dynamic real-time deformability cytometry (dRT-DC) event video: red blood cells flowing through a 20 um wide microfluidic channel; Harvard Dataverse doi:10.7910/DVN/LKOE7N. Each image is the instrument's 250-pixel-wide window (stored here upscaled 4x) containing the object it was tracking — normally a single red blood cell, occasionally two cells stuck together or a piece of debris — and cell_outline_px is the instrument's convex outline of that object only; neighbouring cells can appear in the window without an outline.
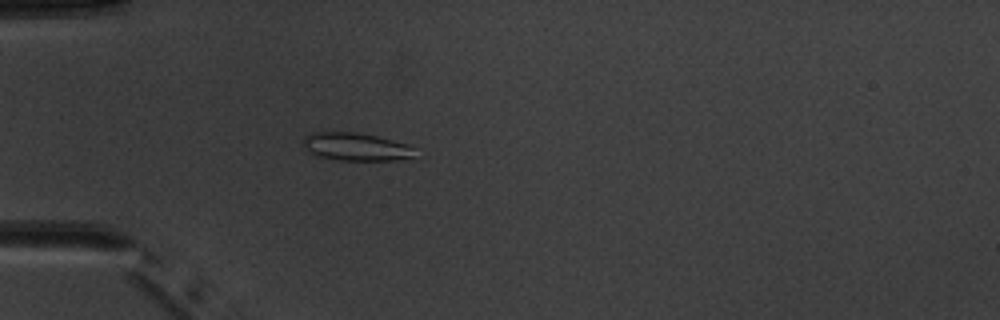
{"species": "common noctule bat (a hibernating species)", "species_latin": "Nyctalus noctula", "temperature_condition": "warm", "stored_images_in_passage": 5, "camera_frame_rate_fps": 3000, "um_per_image_px": 0.085, "animal": {"sex": "male", "body_mass_g": 20.1, "forearm_length_mm": 53.5}, "frame": {"image": 1, "passage_image": 5, "time_ms": 4.667, "image_size_px": [1000, 320], "cell_outline_px": [[412, 156], [396, 160], [340, 160], [316, 156], [308, 152], [300, 144], [304, 136], [312, 132], [356, 132], [376, 136], [408, 144], [412, 148]], "centroid_in_image_um": [30.13, 12.46], "position_along_channel_um": 54.9, "area_um2": 18.15}}